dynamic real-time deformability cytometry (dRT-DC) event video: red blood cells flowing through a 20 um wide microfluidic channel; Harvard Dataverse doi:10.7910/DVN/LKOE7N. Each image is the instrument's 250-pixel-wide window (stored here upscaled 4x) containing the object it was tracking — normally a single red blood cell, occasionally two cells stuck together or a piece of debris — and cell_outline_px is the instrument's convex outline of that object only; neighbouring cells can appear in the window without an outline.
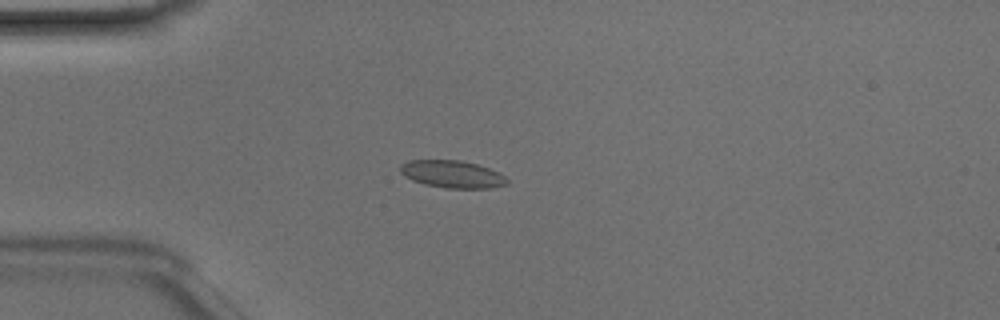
{"species": "Egyptian fruit bat (a non-hibernating species)", "species_latin": "Rousettus aegyptiacus", "temperature_condition": "room temperature", "stored_images_in_passage": 50, "camera_frame_rate_fps": 3000, "um_per_image_px": 0.085, "animal": {"sex": "male"}, "frame": {"image": 1, "passage_image": 14, "time_ms": 4.333, "image_size_px": [1000, 320], "cell_outline_px": [[508, 184], [492, 188], [444, 188], [424, 184], [412, 180], [404, 176], [400, 172], [400, 164], [408, 160], [460, 160], [476, 164], [500, 172], [508, 180]], "centroid_in_image_um": [38.43, 14.8], "position_along_channel_um": 46.6, "area_um2": 17.17}}
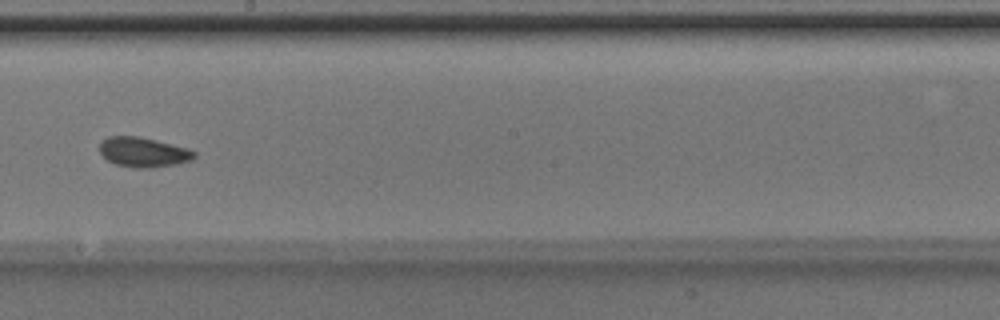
{"frame": {"image": 2, "passage_image": 29, "time_ms": 9.333, "image_size_px": [1000, 320], "cell_outline_px": [[196, 156], [192, 160], [176, 164], [152, 168], [136, 168], [116, 164], [108, 160], [100, 152], [100, 140], [108, 136], [140, 136], [188, 148], [196, 152]], "centroid_in_image_um": [12.19, 12.93], "position_along_channel_um": 236.0, "area_um2": 16.53}}
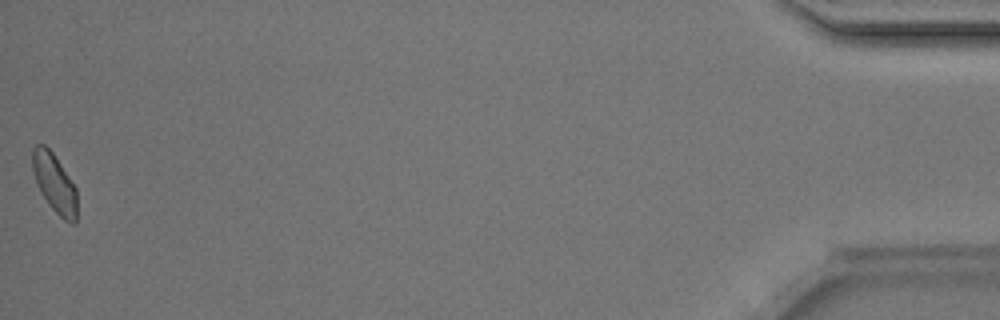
{"frame": {"image": 3, "passage_image": 50, "time_ms": 16.333, "image_size_px": [1000, 320], "cell_outline_px": [[76, 224], [72, 224], [64, 220], [52, 208], [40, 192], [32, 168], [32, 148], [36, 144], [44, 144], [52, 152], [76, 188]], "centroid_in_image_um": [4.62, 15.57], "position_along_channel_um": 430.6, "area_um2": 15.03}, "authors_computed_cell_mechanics": {"area_um2": 16.3863, "velocity_mm_per_s": 4.1376, "shape_relaxation_time_tau1_ms": 4.8775, "shape_relaxation_time_tau2_ms": 1.2623, "deformation_change_tau1": 0.0639, "deformation_change_tau2": 0.0312}}